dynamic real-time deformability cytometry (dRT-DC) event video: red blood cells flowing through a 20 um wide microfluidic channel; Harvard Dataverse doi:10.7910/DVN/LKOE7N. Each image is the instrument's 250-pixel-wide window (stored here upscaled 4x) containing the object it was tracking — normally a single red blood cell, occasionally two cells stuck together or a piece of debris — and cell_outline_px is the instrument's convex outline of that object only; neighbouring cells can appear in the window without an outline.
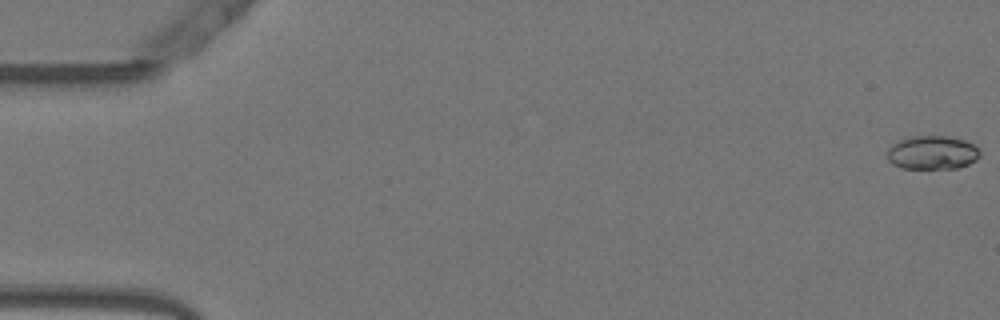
{"species": "Egyptian fruit bat (a non-hibernating species)", "species_latin": "Rousettus aegyptiacus", "temperature_condition": "warm", "stored_images_in_passage": 55, "camera_frame_rate_fps": 3000, "um_per_image_px": 0.085, "animal": {"sex": "female"}, "frame": {"image": 1, "passage_image": 1, "time_ms": 0.0, "image_size_px": [1000, 320], "cell_outline_px": [[980, 156], [976, 160], [968, 164], [956, 168], [900, 168], [892, 164], [888, 160], [888, 148], [896, 140], [912, 136], [948, 136], [964, 140], [972, 144], [980, 152]], "centroid_in_image_um": [79.21, 12.96], "position_along_channel_um": 5.8, "area_um2": 18.21}}
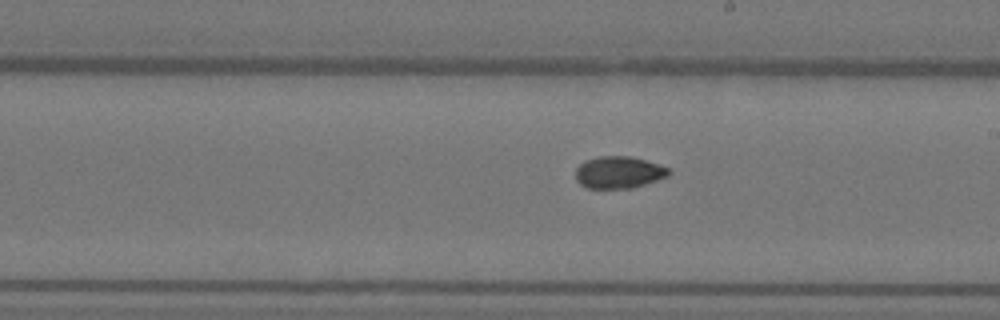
{"frame": {"image": 2, "passage_image": 31, "time_ms": 10.0, "image_size_px": [1000, 320], "cell_outline_px": [[672, 172], [668, 176], [632, 188], [588, 188], [580, 184], [576, 180], [576, 168], [580, 164], [588, 160], [600, 156], [628, 156], [644, 160], [668, 168]], "centroid_in_image_um": [52.58, 14.66], "position_along_channel_um": 236.4, "area_um2": 17.11}}
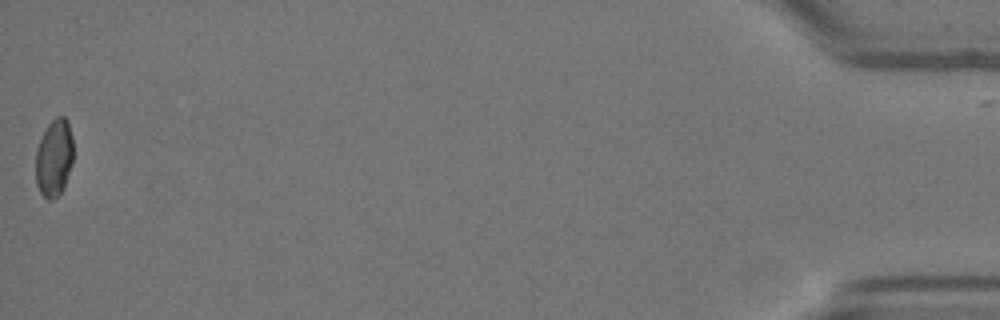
{"frame": {"image": 3, "passage_image": 54, "time_ms": 17.667, "image_size_px": [1000, 320], "cell_outline_px": [[72, 164], [64, 188], [52, 200], [48, 200], [40, 192], [36, 184], [36, 148], [48, 124], [56, 116], [64, 116], [68, 120], [72, 136]], "centroid_in_image_um": [4.6, 13.41], "position_along_channel_um": 430.6, "area_um2": 16.99}, "authors_computed_cell_mechanics": {"area_um2": 17.5134, "velocity_mm_per_s": 3.8068, "shape_relaxation_time_tau1_ms": null, "shape_relaxation_time_tau2_ms": 1.5694, "deformation_change_tau1": null, "deformation_change_tau2": 0.0497}}